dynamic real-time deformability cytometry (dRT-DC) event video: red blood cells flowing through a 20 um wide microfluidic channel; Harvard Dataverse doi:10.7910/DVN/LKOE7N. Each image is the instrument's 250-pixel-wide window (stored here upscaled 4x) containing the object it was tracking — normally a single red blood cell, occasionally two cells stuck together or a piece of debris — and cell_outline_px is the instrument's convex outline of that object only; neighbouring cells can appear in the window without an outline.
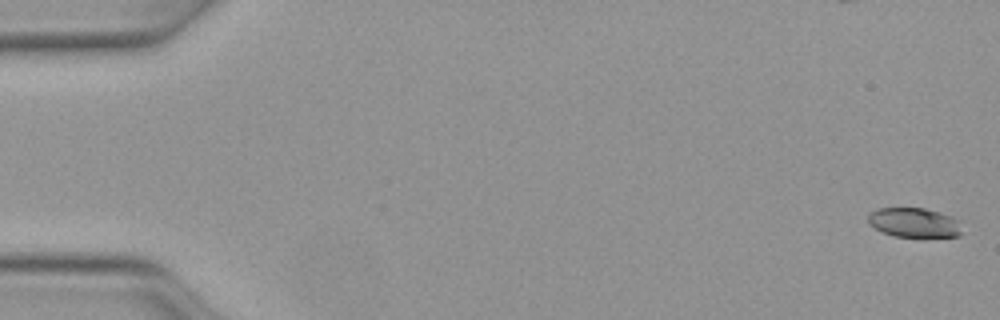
{"species": "Egyptian fruit bat (a non-hibernating species)", "species_latin": "Rousettus aegyptiacus", "temperature_condition": "warm", "stored_images_in_passage": 50, "camera_frame_rate_fps": 3000, "um_per_image_px": 0.085, "animal": {"sex": "female"}, "frame": {"image": 1, "passage_image": 1, "time_ms": 0.0, "image_size_px": [1000, 320], "cell_outline_px": [[964, 232], [960, 236], [892, 236], [868, 224], [868, 216], [872, 212], [880, 208], [924, 208], [948, 216], [956, 220]], "centroid_in_image_um": [77.69, 18.92], "position_along_channel_um": 7.3, "area_um2": 15.72}}
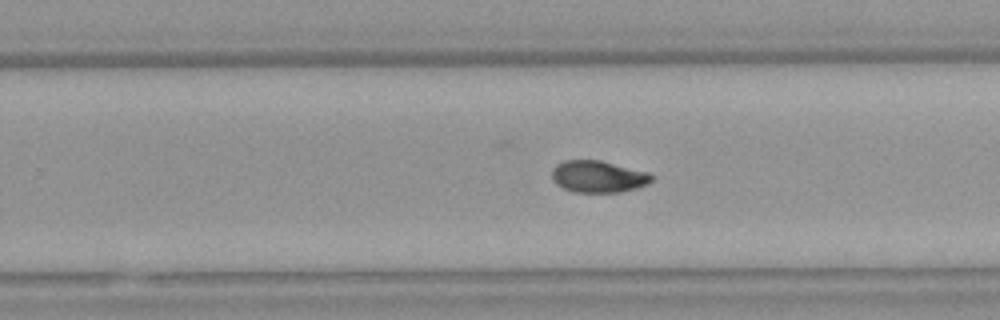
{"frame": {"image": 2, "passage_image": 32, "time_ms": 10.333, "image_size_px": [1000, 320], "cell_outline_px": [[656, 176], [648, 184], [636, 188], [620, 192], [576, 192], [564, 188], [556, 184], [552, 180], [552, 168], [556, 164], [564, 160], [600, 160], [648, 172]], "centroid_in_image_um": [50.85, 15.0], "position_along_channel_um": 278.9, "area_um2": 18.61}}
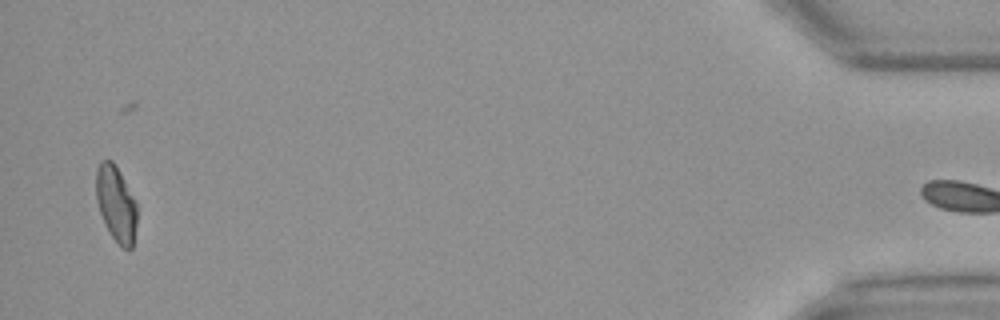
{"frame": {"image": 3, "passage_image": 49, "time_ms": 16.0, "image_size_px": [1000, 320], "cell_outline_px": [[136, 224], [132, 248], [124, 248], [112, 236], [100, 212], [96, 200], [96, 168], [100, 160], [112, 160], [136, 200]], "centroid_in_image_um": [9.85, 17.27], "position_along_channel_um": 425.3, "area_um2": 17.69}, "authors_computed_cell_mechanics": {"area_um2": 18.207, "velocity_mm_per_s": 4.1255, "shape_relaxation_time_tau1_ms": 8.2134, "shape_relaxation_time_tau2_ms": 8.7638, "deformation_change_tau1": 0.2232, "deformation_change_tau2": 0.1296}}